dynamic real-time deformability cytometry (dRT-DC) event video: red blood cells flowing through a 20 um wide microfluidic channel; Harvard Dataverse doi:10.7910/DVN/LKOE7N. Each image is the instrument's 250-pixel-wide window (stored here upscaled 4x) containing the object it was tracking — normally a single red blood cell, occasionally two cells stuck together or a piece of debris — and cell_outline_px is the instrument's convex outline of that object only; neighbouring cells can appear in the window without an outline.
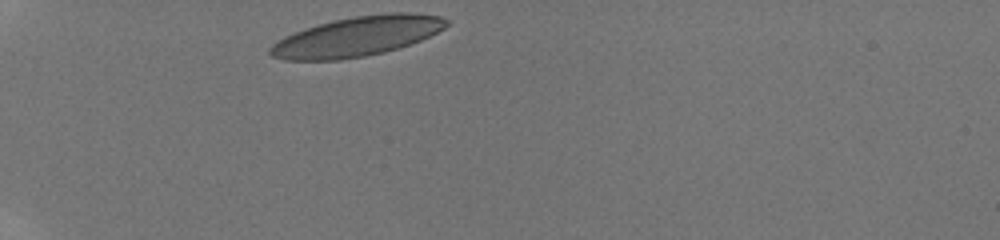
{"species": "human", "species_latin": "Homo sapiens", "temperature_condition": "room temperature", "stored_images_in_passage": 32, "camera_frame_rate_fps": 3000, "um_per_image_px": 0.085, "donor": {"sex": "male"}, "frame": {"image": 1, "passage_image": 1, "time_ms": 0.0, "image_size_px": [1000, 240], "cell_outline_px": [[452, 24], [420, 40], [384, 52], [364, 56], [340, 60], [284, 60], [272, 56], [268, 52], [268, 48], [272, 44], [284, 36], [304, 28], [352, 16], [388, 12], [412, 12], [440, 16], [452, 20]], "centroid_in_image_um": [30.37, 3.08], "position_along_channel_um": 54.6, "area_um2": 40.92}}
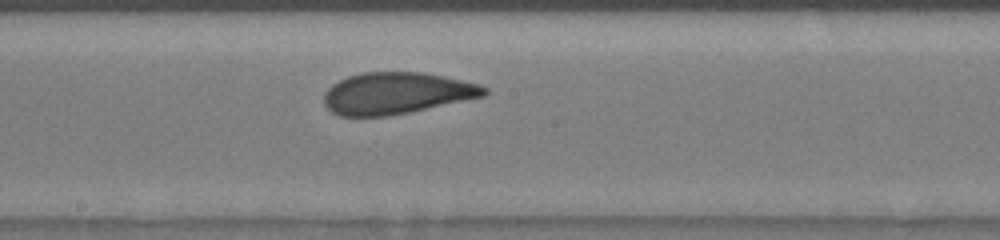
{"frame": {"image": 2, "passage_image": 16, "time_ms": 5.0, "image_size_px": [1000, 240], "cell_outline_px": [[488, 92], [484, 96], [408, 112], [388, 116], [340, 116], [332, 112], [324, 104], [324, 92], [332, 84], [348, 76], [364, 72], [424, 72], [444, 76], [480, 84], [488, 88]], "centroid_in_image_um": [33.69, 7.91], "position_along_channel_um": 214.5, "area_um2": 38.78}}
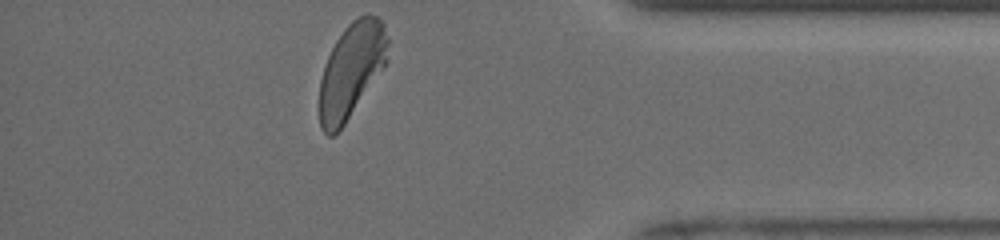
{"frame": {"image": 3, "passage_image": 32, "time_ms": 10.333, "image_size_px": [1000, 240], "cell_outline_px": [[388, 44], [384, 68], [344, 124], [332, 136], [328, 136], [320, 128], [320, 80], [328, 56], [336, 40], [344, 28], [356, 16], [364, 12], [368, 12], [376, 16], [384, 24], [388, 36]], "centroid_in_image_um": [29.88, 5.93], "position_along_channel_um": 405.3, "area_um2": 37.63}, "authors_computed_cell_mechanics": {"area_um2": 39.4774, "velocity_mm_per_s": 3.9282, "shape_relaxation_time_tau1_ms": 3.8069, "shape_relaxation_time_tau2_ms": 0.9056, "deformation_change_tau1": 0.1451, "deformation_change_tau2": 0.0739}}